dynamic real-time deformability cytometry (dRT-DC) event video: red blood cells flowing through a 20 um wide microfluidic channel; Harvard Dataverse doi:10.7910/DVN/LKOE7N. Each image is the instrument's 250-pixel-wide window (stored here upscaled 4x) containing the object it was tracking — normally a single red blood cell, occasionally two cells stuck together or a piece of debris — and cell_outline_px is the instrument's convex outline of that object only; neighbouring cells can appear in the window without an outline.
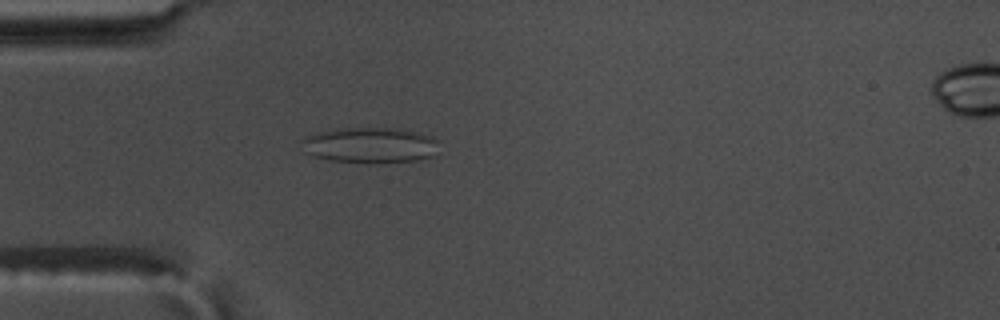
{"species": "common noctule bat (a hibernating species)", "species_latin": "Nyctalus noctula", "temperature_condition": "warm", "stored_images_in_passage": 56, "camera_frame_rate_fps": 3000, "um_per_image_px": 0.085, "animal": {"sex": "male", "body_mass_g": 17.5, "forearm_length_mm": 52.3}, "frame": {"image": 1, "passage_image": 16, "time_ms": 5.0, "image_size_px": [1000, 320], "cell_outline_px": [[440, 140], [432, 156], [416, 160], [376, 164], [368, 164], [332, 160], [312, 156], [304, 152], [300, 140], [304, 136], [336, 128], [396, 128], [432, 136]], "centroid_in_image_um": [31.42, 12.35], "position_along_channel_um": 53.6, "area_um2": 28.9}}
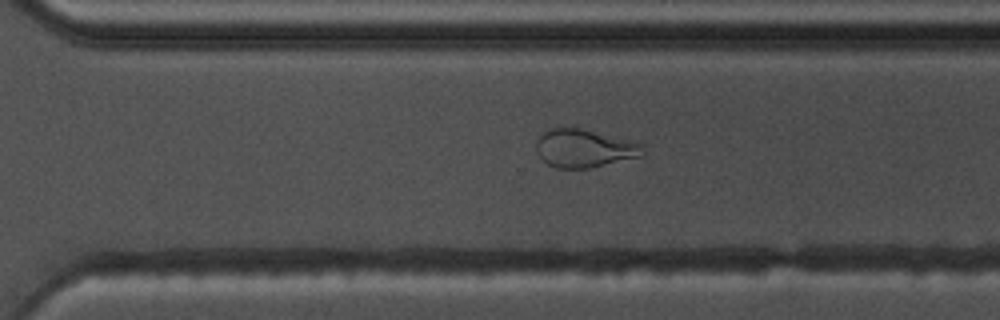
{"frame": {"image": 2, "passage_image": 39, "time_ms": 12.667, "image_size_px": [1000, 320], "cell_outline_px": [[648, 152], [644, 156], [588, 168], [556, 168], [548, 164], [536, 152], [536, 140], [548, 128], [572, 124], [644, 144]], "centroid_in_image_um": [49.7, 12.55], "position_along_channel_um": 320.9, "area_um2": 24.68}}
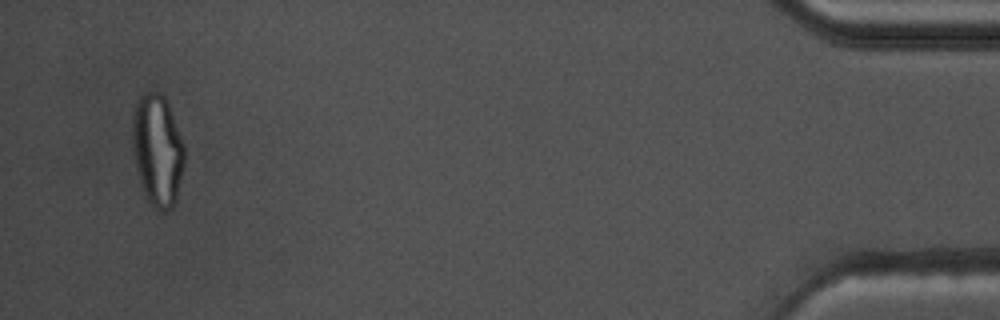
{"frame": {"image": 3, "passage_image": 54, "time_ms": 17.667, "image_size_px": [1000, 320], "cell_outline_px": [[184, 164], [176, 200], [172, 208], [164, 212], [160, 212], [144, 196], [140, 184], [136, 168], [132, 148], [132, 112], [136, 100], [144, 92], [160, 92], [164, 96], [168, 104], [184, 144]], "centroid_in_image_um": [13.36, 12.76], "position_along_channel_um": 421.8, "area_um2": 34.22}, "authors_computed_cell_mechanics": {"area_um2": 29.9982, "velocity_mm_per_s": 3.5982, "shape_relaxation_time_tau1_ms": null, "shape_relaxation_time_tau2_ms": 1.4908, "deformation_change_tau1": null, "deformation_change_tau2": 0.0923}}